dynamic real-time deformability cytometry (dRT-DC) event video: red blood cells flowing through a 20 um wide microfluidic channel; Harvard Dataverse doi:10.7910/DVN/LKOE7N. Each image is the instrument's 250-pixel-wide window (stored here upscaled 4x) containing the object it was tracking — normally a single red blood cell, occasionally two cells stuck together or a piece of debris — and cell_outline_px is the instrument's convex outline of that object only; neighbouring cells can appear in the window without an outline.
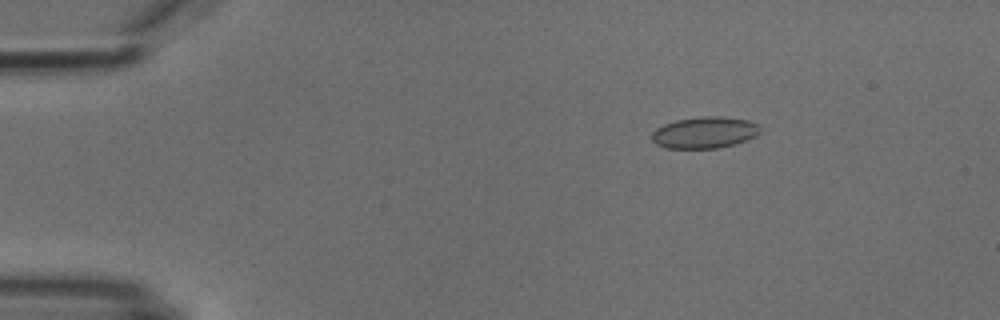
{"species": "common noctule bat (a hibernating species)", "species_latin": "Nyctalus noctula", "temperature_condition": "cold", "stored_images_in_passage": 4, "camera_frame_rate_fps": 3000, "um_per_image_px": 0.085, "animal": {"sex": "male", "body_mass_g": 18.8}, "frame": {"image": 1, "passage_image": 3, "time_ms": 2.333, "image_size_px": [1000, 320], "cell_outline_px": [[760, 132], [756, 136], [748, 140], [736, 144], [720, 148], [668, 148], [656, 144], [652, 140], [652, 132], [656, 128], [664, 124], [676, 120], [700, 116], [724, 116], [748, 120], [760, 124]], "centroid_in_image_um": [59.93, 11.26], "position_along_channel_um": 25.1, "area_um2": 20.17}}